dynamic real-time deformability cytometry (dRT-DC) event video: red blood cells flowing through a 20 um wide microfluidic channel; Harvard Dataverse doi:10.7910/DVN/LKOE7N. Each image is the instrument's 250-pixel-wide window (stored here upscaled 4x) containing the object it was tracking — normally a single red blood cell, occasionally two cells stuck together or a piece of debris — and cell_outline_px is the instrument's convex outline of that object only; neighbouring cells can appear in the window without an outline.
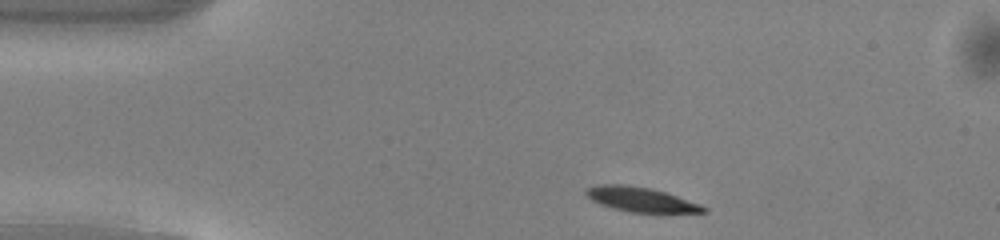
{"species": "common noctule bat (a hibernating species)", "species_latin": "Nyctalus noctula", "temperature_condition": "warm", "stored_images_in_passage": 42, "camera_frame_rate_fps": 3000, "um_per_image_px": 0.085, "animal": {"sex": "male", "body_mass_g": 13.0, "forearm_length_mm": 53.1}, "frame": {"image": 1, "passage_image": 1, "time_ms": 0.0, "image_size_px": [1000, 240], "cell_outline_px": [[708, 212], [632, 212], [612, 208], [600, 204], [592, 200], [584, 192], [588, 188], [600, 184], [624, 184], [652, 188], [700, 204], [708, 208]], "centroid_in_image_um": [54.46, 16.95], "position_along_channel_um": 30.5, "area_um2": 16.59}}
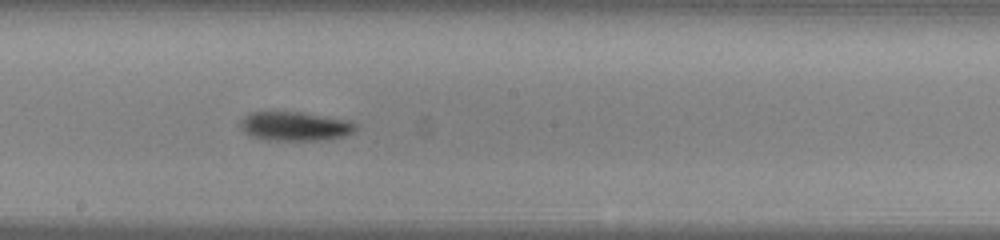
{"frame": {"image": 2, "passage_image": 19, "time_ms": 6.0, "image_size_px": [1000, 240], "cell_outline_px": [[356, 128], [352, 132], [344, 136], [328, 140], [264, 140], [248, 136], [240, 128], [240, 120], [244, 116], [252, 112], [300, 112], [348, 120], [356, 124]], "centroid_in_image_um": [25.03, 10.74], "position_along_channel_um": 223.2, "area_um2": 19.65}}
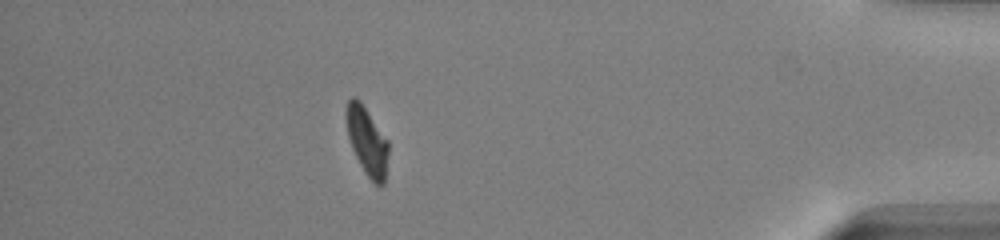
{"frame": {"image": 3, "passage_image": 36, "time_ms": 11.667, "image_size_px": [1000, 240], "cell_outline_px": [[388, 152], [384, 184], [376, 184], [364, 172], [352, 148], [348, 136], [344, 116], [344, 112], [348, 100], [352, 96], [356, 96], [360, 100], [388, 140]], "centroid_in_image_um": [31.17, 11.92], "position_along_channel_um": 404.0, "area_um2": 16.76}, "authors_computed_cell_mechanics": {"area_um2": 18.4382, "velocity_mm_per_s": 4.0769, "shape_relaxation_time_tau1_ms": 2.2837, "shape_relaxation_time_tau2_ms": null, "deformation_change_tau1": 0.1475, "deformation_change_tau2": null}}